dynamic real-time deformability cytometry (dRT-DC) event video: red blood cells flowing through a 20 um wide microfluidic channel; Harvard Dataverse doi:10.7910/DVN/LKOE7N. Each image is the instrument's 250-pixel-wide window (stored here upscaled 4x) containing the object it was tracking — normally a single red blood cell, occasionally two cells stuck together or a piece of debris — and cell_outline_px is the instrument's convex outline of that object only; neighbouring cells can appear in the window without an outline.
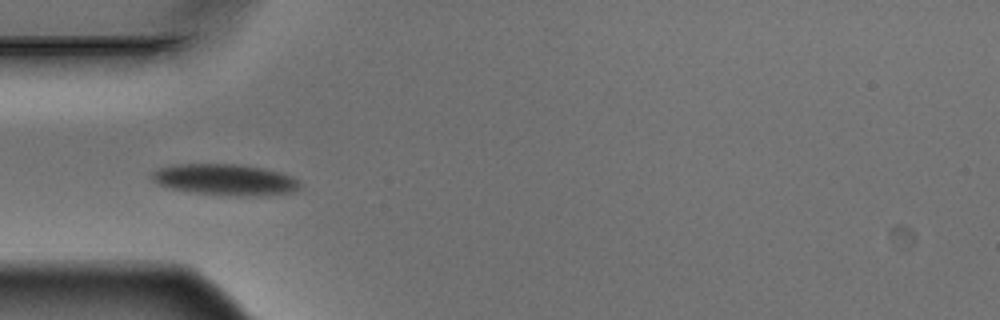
{"species": "Egyptian fruit bat (a non-hibernating species)", "species_latin": "Rousettus aegyptiacus", "temperature_condition": "warm", "stored_images_in_passage": 7, "camera_frame_rate_fps": 3000, "um_per_image_px": 0.085, "animal": {"sex": "male"}, "frame": {"image": 1, "passage_image": 4, "time_ms": 1.0, "image_size_px": [1000, 320], "cell_outline_px": [[300, 188], [292, 192], [260, 196], [240, 196], [188, 192], [168, 188], [152, 180], [152, 172], [156, 168], [172, 164], [236, 164], [264, 168], [280, 172], [292, 176], [300, 180]], "centroid_in_image_um": [19.13, 15.27], "position_along_channel_um": 65.9, "area_um2": 27.22}}
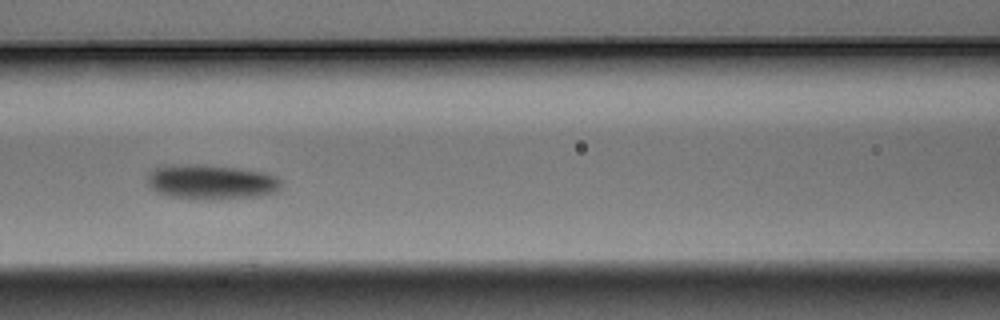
{"frame": {"image": 2, "passage_image": 6, "time_ms": 1.667, "image_size_px": [1000, 320], "cell_outline_px": [[280, 188], [276, 192], [260, 196], [212, 200], [208, 200], [168, 196], [156, 192], [148, 184], [148, 176], [156, 168], [164, 164], [196, 164], [236, 168], [264, 172], [276, 176], [280, 180]], "centroid_in_image_um": [17.95, 15.47], "position_along_channel_um": 148.7, "area_um2": 27.22}}
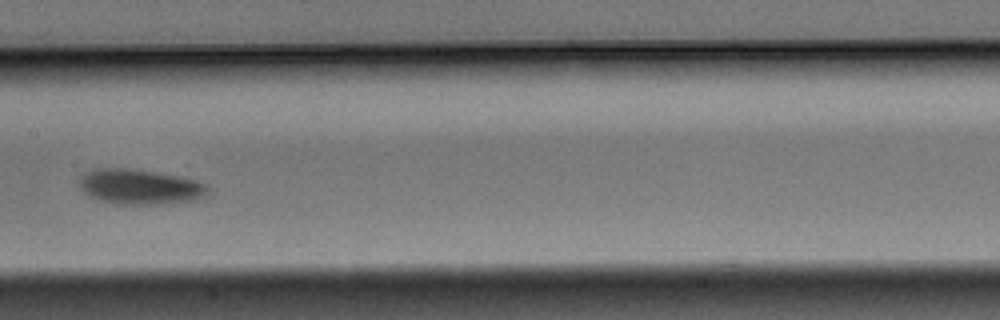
{"frame": {"image": 3, "passage_image": 7, "time_ms": 2.0, "image_size_px": [1000, 320], "cell_outline_px": [[208, 192], [204, 196], [196, 200], [160, 204], [120, 204], [100, 200], [88, 196], [80, 188], [80, 176], [84, 172], [92, 168], [124, 168], [156, 172], [184, 176], [208, 184]], "centroid_in_image_um": [11.9, 15.86], "position_along_channel_um": 195.5, "area_um2": 26.59}}